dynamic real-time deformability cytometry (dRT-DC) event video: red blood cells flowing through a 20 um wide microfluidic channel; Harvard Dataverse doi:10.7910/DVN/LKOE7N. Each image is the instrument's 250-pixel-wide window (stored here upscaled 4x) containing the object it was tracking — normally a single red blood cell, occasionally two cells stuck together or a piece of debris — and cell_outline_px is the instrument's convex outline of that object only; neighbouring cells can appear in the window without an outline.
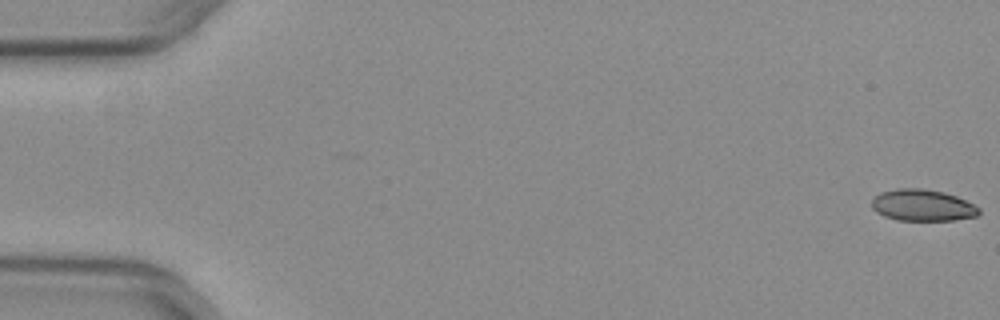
{"species": "common noctule bat (a hibernating species)", "species_latin": "Nyctalus noctula", "temperature_condition": "warm", "stored_images_in_passage": 54, "segment_of_instrument_passage": [1, 2], "camera_frame_rate_fps": 3000, "um_per_image_px": 0.085, "animal": {"sex": "female", "body_mass_g": 29.2, "forearm_length_mm": 56.3}, "frame": {"image": 1, "passage_image": 1, "time_ms": 0.0, "image_size_px": [1000, 320], "cell_outline_px": [[980, 212], [976, 216], [952, 220], [896, 220], [884, 216], [876, 212], [872, 208], [872, 200], [880, 192], [896, 188], [924, 188], [944, 192], [956, 196], [980, 208]], "centroid_in_image_um": [78.39, 17.44], "position_along_channel_um": 6.6, "area_um2": 19.71}}
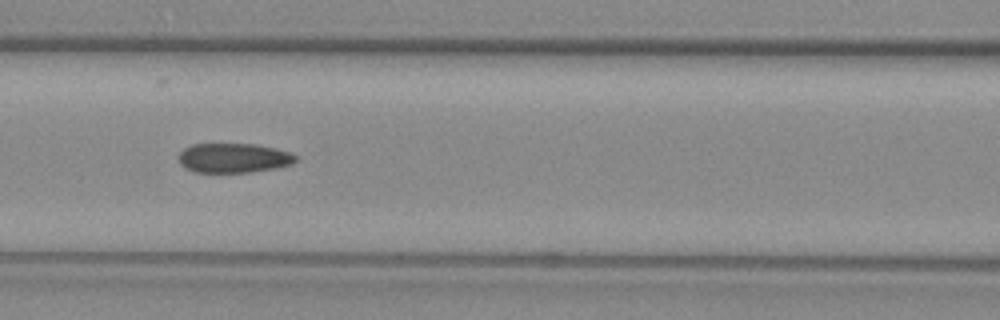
{"frame": {"image": 2, "passage_image": 24, "time_ms": 7.667, "image_size_px": [1000, 320], "cell_outline_px": [[296, 160], [292, 164], [276, 168], [248, 172], [196, 172], [184, 168], [180, 164], [176, 156], [184, 148], [192, 144], [256, 144], [276, 148], [288, 152], [296, 156]], "centroid_in_image_um": [19.81, 13.42], "position_along_channel_um": 146.8, "area_um2": 20.23}}
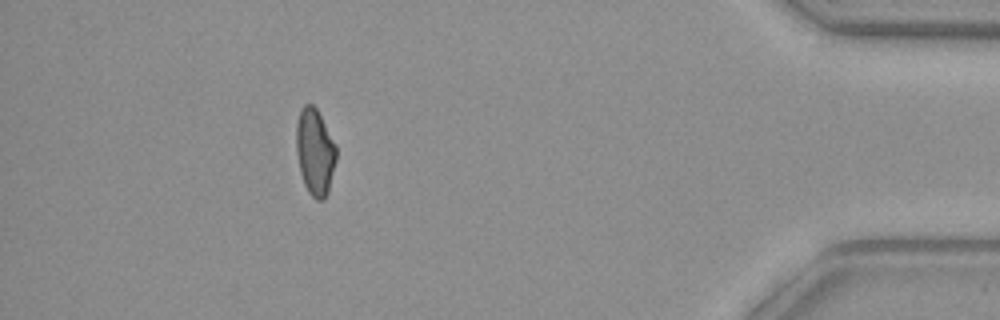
{"frame": {"image": 3, "passage_image": 48, "time_ms": 15.667, "image_size_px": [1000, 320], "cell_outline_px": [[336, 160], [328, 192], [324, 200], [316, 200], [308, 192], [304, 184], [300, 172], [296, 152], [296, 124], [300, 108], [304, 104], [312, 104], [316, 108], [336, 144]], "centroid_in_image_um": [26.76, 12.91], "position_along_channel_um": 408.4, "area_um2": 20.29}}